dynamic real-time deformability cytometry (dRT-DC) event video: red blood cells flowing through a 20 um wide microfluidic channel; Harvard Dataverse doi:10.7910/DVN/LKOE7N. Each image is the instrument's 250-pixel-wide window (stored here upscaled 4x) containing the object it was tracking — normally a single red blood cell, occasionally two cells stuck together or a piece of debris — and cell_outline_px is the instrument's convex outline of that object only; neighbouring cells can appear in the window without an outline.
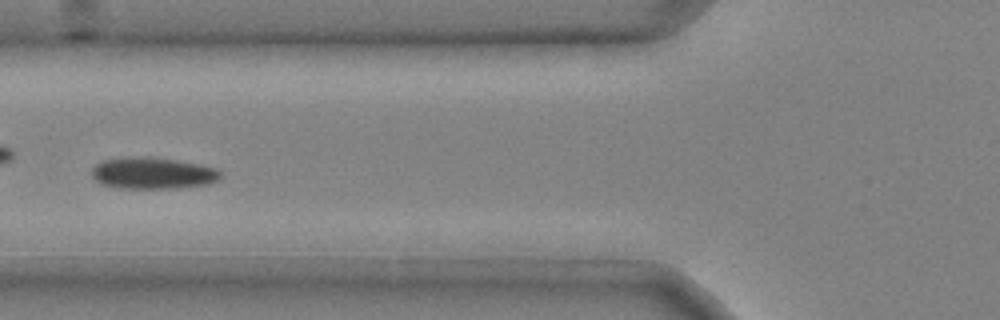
{"species": "common noctule bat (a hibernating species)", "species_latin": "Nyctalus noctula", "temperature_condition": "cold", "stored_images_in_passage": 49, "camera_frame_rate_fps": 3000, "um_per_image_px": 0.085, "animal": {"sex": "male", "body_mass_g": 20.4}, "frame": {"image": 1, "passage_image": 20, "time_ms": 6.333, "image_size_px": [1000, 320], "cell_outline_px": [[220, 180], [208, 184], [180, 188], [116, 188], [100, 184], [92, 176], [92, 168], [100, 160], [124, 156], [144, 156], [176, 160], [200, 164], [216, 168], [220, 172]], "centroid_in_image_um": [12.95, 14.71], "position_along_channel_um": 112.9, "area_um2": 24.1}}
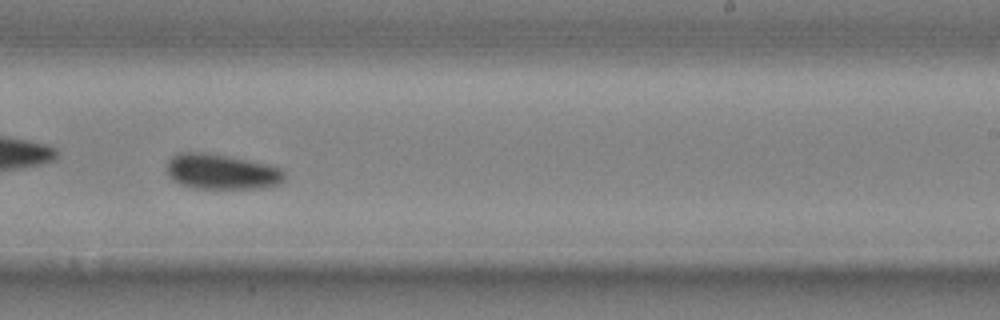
{"frame": {"image": 2, "passage_image": 32, "time_ms": 10.333, "image_size_px": [1000, 320], "cell_outline_px": [[284, 180], [280, 184], [264, 188], [192, 188], [180, 184], [172, 180], [168, 176], [168, 160], [176, 152], [200, 152], [228, 156], [272, 164], [280, 168], [284, 172]], "centroid_in_image_um": [18.85, 14.59], "position_along_channel_um": 270.2, "area_um2": 24.45}}
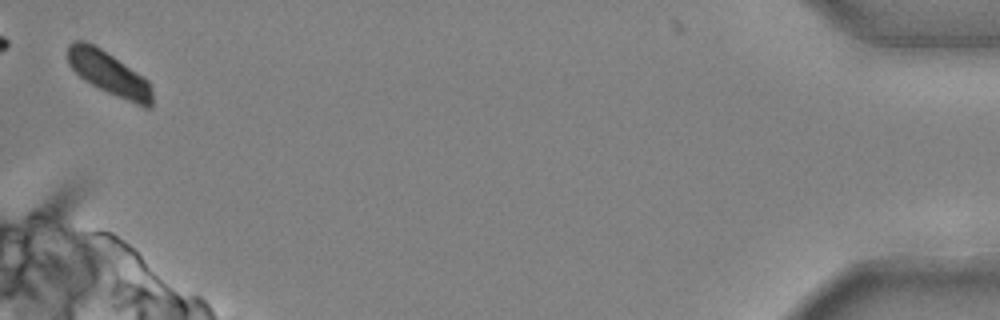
{"frame": {"image": 3, "passage_image": 49, "time_ms": 16.0, "image_size_px": [1000, 320], "cell_outline_px": [[152, 108], [144, 108], [116, 96], [84, 80], [68, 64], [68, 44], [72, 40], [84, 40], [100, 48], [148, 80], [152, 88]], "centroid_in_image_um": [9.27, 6.25], "position_along_channel_um": 425.9, "area_um2": 21.15}, "authors_computed_cell_mechanics": {"area_um2": 22.9466, "velocity_mm_per_s": 3.9373, "shape_relaxation_time_tau1_ms": 3.3194, "shape_relaxation_time_tau2_ms": null, "deformation_change_tau1": 0.087, "deformation_change_tau2": null}}